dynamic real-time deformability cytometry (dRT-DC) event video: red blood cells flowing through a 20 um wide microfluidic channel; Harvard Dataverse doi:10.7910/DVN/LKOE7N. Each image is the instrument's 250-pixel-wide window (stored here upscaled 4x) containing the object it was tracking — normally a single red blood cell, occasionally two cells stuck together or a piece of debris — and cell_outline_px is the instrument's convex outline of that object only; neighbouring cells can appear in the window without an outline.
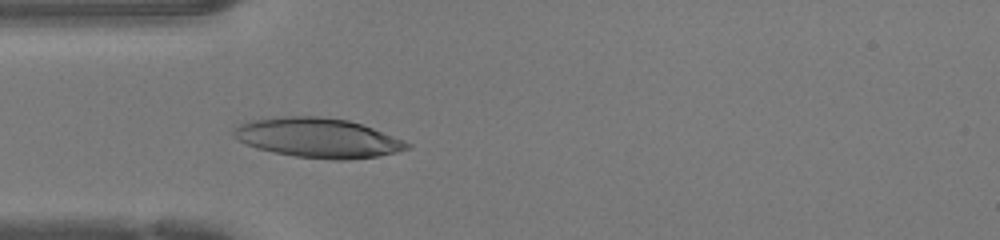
{"species": "human", "species_latin": "Homo sapiens", "temperature_condition": "warm", "stored_images_in_passage": 41, "camera_frame_rate_fps": 3000, "um_per_image_px": 0.085, "donor": {"sex": "female"}, "frame": {"image": 1, "passage_image": 7, "time_ms": 2.0, "image_size_px": [1000, 240], "cell_outline_px": [[412, 144], [408, 148], [396, 152], [376, 156], [348, 160], [332, 160], [296, 156], [256, 148], [240, 140], [232, 132], [240, 124], [252, 120], [280, 116], [320, 116], [348, 120], [372, 128], [404, 140]], "centroid_in_image_um": [27.05, 11.71], "position_along_channel_um": 58.0, "area_um2": 39.54}}
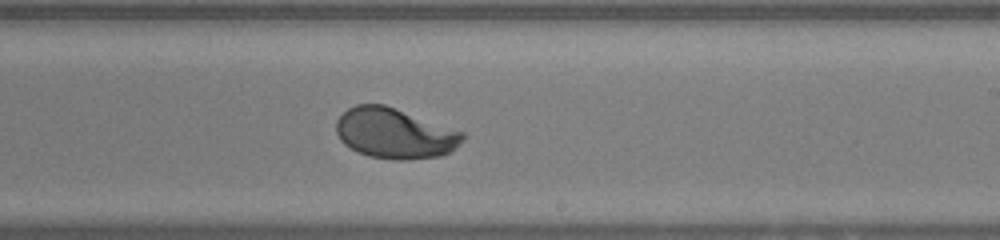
{"frame": {"image": 2, "passage_image": 21, "time_ms": 6.667, "image_size_px": [1000, 240], "cell_outline_px": [[464, 140], [460, 144], [448, 152], [440, 156], [404, 160], [392, 160], [368, 156], [356, 152], [344, 144], [340, 140], [336, 132], [336, 120], [348, 108], [356, 104], [384, 104], [464, 132]], "centroid_in_image_um": [33.52, 11.34], "position_along_channel_um": 255.5, "area_um2": 37.17}}
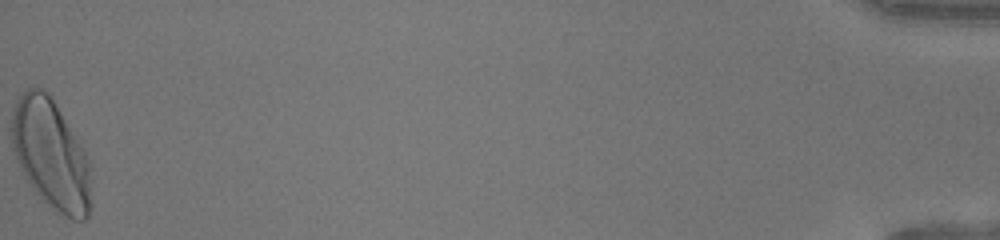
{"frame": {"image": 3, "passage_image": 41, "time_ms": 13.333, "image_size_px": [1000, 240], "cell_outline_px": [[92, 168], [88, 216], [84, 220], [72, 220], [64, 216], [52, 208], [28, 184], [16, 160], [12, 148], [12, 108], [20, 92], [24, 88], [44, 88], [48, 92], [80, 144]], "centroid_in_image_um": [4.3, 13.11], "position_along_channel_um": 430.9, "area_um2": 50.75}, "authors_computed_cell_mechanics": {"area_um2": 37.5122, "velocity_mm_per_s": 4.2534, "shape_relaxation_time_tau1_ms": 2.4915, "shape_relaxation_time_tau2_ms": null, "deformation_change_tau1": 0.1872, "deformation_change_tau2": null}}